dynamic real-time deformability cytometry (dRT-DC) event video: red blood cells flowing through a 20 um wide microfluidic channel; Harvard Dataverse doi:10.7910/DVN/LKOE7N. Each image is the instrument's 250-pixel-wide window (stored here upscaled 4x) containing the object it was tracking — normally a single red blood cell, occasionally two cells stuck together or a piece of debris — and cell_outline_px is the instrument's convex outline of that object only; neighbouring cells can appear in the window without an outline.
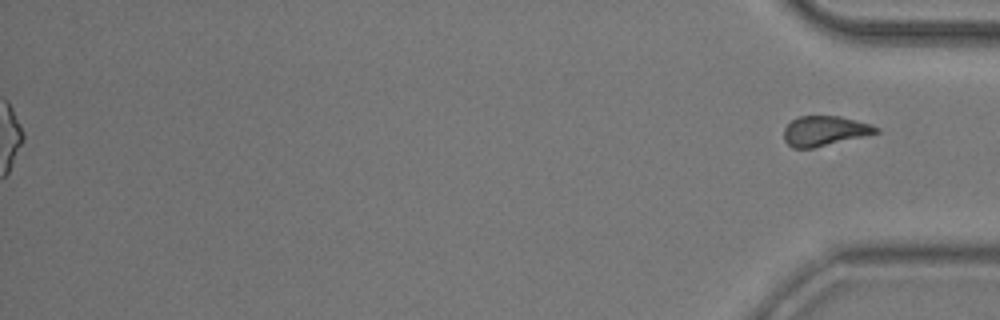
{"species": "common noctule bat (a hibernating species)", "species_latin": "Nyctalus noctula", "temperature_condition": "room temperature", "stored_images_in_passage": 55, "segment_of_instrument_passage": [2, 2], "camera_frame_rate_fps": 3000, "um_per_image_px": 0.085, "animal": {"sex": "male", "body_mass_g": 20.5, "forearm_length_mm": 52.5}, "frame": {"image": 1, "passage_image": 55, "time_ms": 18.0, "image_size_px": [1000, 320], "cell_outline_px": [[880, 132], [868, 136], [812, 148], [792, 148], [784, 140], [784, 128], [796, 116], [840, 116], [872, 124], [880, 128]], "centroid_in_image_um": [70.13, 11.13], "position_along_channel_um": 365.1, "area_um2": 16.3}}